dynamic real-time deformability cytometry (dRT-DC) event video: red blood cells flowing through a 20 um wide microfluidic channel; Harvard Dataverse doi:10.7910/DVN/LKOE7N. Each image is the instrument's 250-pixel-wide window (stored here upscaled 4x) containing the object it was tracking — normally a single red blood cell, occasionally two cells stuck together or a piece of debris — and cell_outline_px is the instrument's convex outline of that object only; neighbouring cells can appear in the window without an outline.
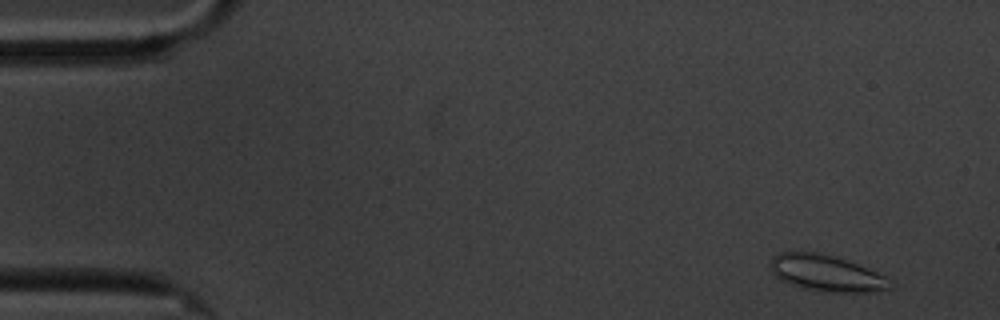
{"species": "common noctule bat (a hibernating species)", "species_latin": "Nyctalus noctula", "temperature_condition": "cold", "stored_images_in_passage": 7, "camera_frame_rate_fps": 3000, "um_per_image_px": 0.085, "animal": {"sex": "male", "body_mass_g": 20.1, "forearm_length_mm": 53.5}, "frame": {"image": 1, "passage_image": 2, "time_ms": 1.0, "image_size_px": [1000, 320], "cell_outline_px": [[892, 280], [888, 288], [872, 292], [820, 292], [804, 288], [780, 280], [768, 268], [768, 264], [772, 256], [776, 252], [816, 252], [836, 256], [868, 268], [888, 276]], "centroid_in_image_um": [70.21, 23.21], "position_along_channel_um": 14.8, "area_um2": 25.66}}
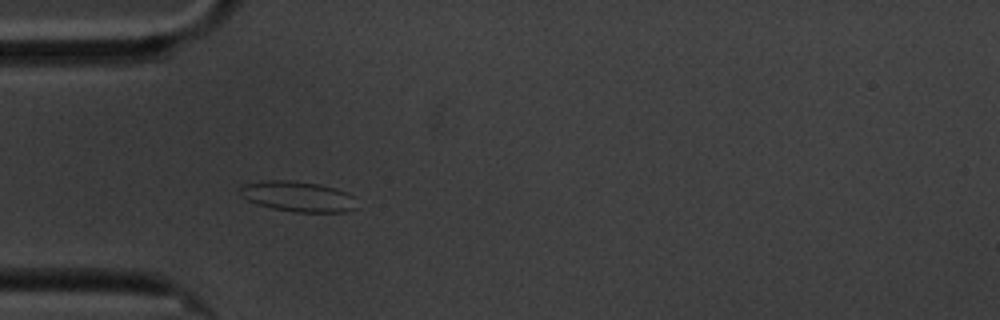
{"frame": {"image": 2, "passage_image": 5, "time_ms": 5.333, "image_size_px": [1000, 320], "cell_outline_px": [[356, 208], [344, 212], [296, 212], [272, 208], [256, 204], [248, 200], [240, 192], [240, 188], [244, 184], [268, 180], [292, 180], [320, 184], [336, 188], [352, 196]], "centroid_in_image_um": [25.32, 16.7], "position_along_channel_um": 59.7, "area_um2": 20.46}}
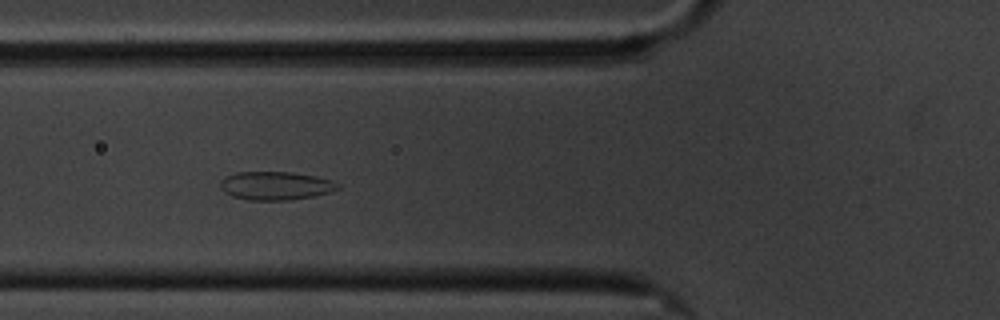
{"frame": {"image": 3, "passage_image": 6, "time_ms": 6.667, "image_size_px": [1000, 320], "cell_outline_px": [[340, 188], [332, 192], [312, 196], [288, 200], [248, 200], [232, 196], [224, 192], [220, 188], [220, 184], [228, 176], [236, 172], [288, 172], [316, 176], [332, 180], [340, 184]], "centroid_in_image_um": [23.47, 15.79], "position_along_channel_um": 102.3, "area_um2": 19.36}}